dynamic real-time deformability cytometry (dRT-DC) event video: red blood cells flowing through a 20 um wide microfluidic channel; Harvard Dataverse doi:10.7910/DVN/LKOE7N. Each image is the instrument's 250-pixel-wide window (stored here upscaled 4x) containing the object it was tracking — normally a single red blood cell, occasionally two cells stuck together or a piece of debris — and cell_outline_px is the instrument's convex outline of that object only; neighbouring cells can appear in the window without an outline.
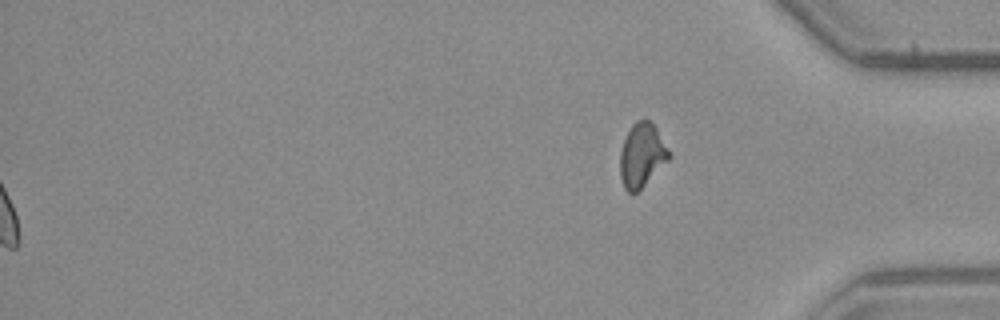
{"species": "common noctule bat (a hibernating species)", "species_latin": "Nyctalus noctula", "temperature_condition": "warm", "stored_images_in_passage": 42, "segment_of_instrument_passage": [2, 2], "camera_frame_rate_fps": 3000, "um_per_image_px": 0.085, "animal": {"sex": "male", "body_mass_g": 23.1, "forearm_length_mm": 52.7}, "frame": {"image": 1, "passage_image": 42, "time_ms": 13.667, "image_size_px": [1000, 320], "cell_outline_px": [[672, 156], [636, 192], [628, 192], [624, 188], [620, 176], [620, 152], [624, 140], [632, 124], [636, 120], [644, 116], [656, 128], [668, 148]], "centroid_in_image_um": [54.55, 13.15], "position_along_channel_um": 380.7, "area_um2": 17.98}}